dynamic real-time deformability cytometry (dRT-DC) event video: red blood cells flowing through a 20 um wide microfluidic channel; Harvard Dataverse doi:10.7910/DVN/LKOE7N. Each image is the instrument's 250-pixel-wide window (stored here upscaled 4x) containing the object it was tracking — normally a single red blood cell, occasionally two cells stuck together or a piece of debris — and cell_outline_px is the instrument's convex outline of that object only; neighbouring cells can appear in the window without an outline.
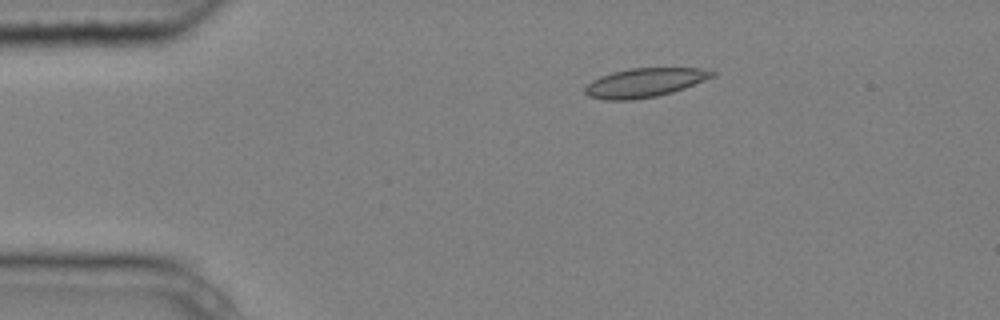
{"species": "common noctule bat (a hibernating species)", "species_latin": "Nyctalus noctula", "temperature_condition": "cold", "stored_images_in_passage": 8, "camera_frame_rate_fps": 3000, "um_per_image_px": 0.085, "animal": {"sex": "male", "body_mass_g": 20.4}, "frame": {"image": 1, "passage_image": 3, "time_ms": 0.667, "image_size_px": [1000, 320], "cell_outline_px": [[716, 76], [684, 88], [672, 92], [656, 96], [632, 100], [604, 100], [588, 96], [584, 92], [584, 88], [592, 80], [600, 76], [612, 72], [628, 68], [700, 68], [716, 72]], "centroid_in_image_um": [54.78, 7.02], "position_along_channel_um": 30.2, "area_um2": 21.56}}
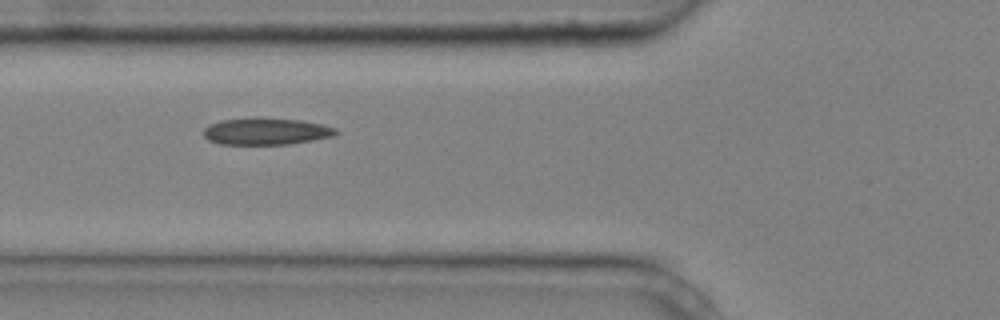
{"frame": {"image": 2, "passage_image": 6, "time_ms": 1.667, "image_size_px": [1000, 320], "cell_outline_px": [[340, 132], [336, 136], [288, 144], [220, 144], [208, 140], [204, 136], [204, 128], [220, 120], [300, 120], [320, 124], [336, 128]], "centroid_in_image_um": [22.67, 11.21], "position_along_channel_um": 103.1, "area_um2": 19.83}}
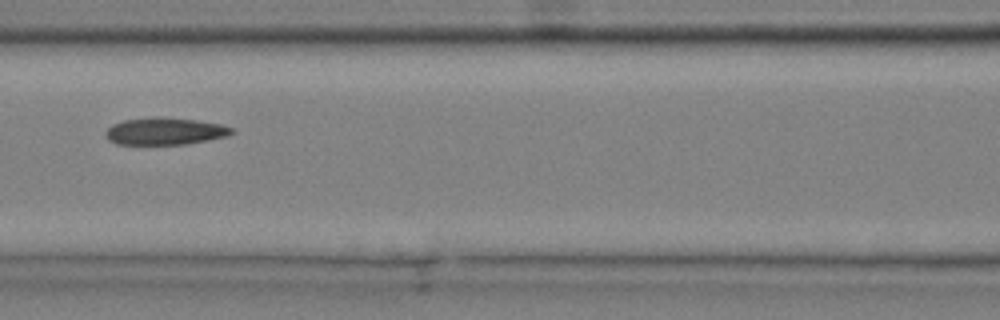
{"frame": {"image": 3, "passage_image": 7, "time_ms": 2.0, "image_size_px": [1000, 320], "cell_outline_px": [[236, 132], [228, 136], [208, 140], [184, 144], [116, 144], [108, 140], [104, 132], [112, 124], [124, 120], [152, 116], [160, 116], [196, 120], [220, 124], [232, 128]], "centroid_in_image_um": [14.01, 11.14], "position_along_channel_um": 152.6, "area_um2": 20.11}}